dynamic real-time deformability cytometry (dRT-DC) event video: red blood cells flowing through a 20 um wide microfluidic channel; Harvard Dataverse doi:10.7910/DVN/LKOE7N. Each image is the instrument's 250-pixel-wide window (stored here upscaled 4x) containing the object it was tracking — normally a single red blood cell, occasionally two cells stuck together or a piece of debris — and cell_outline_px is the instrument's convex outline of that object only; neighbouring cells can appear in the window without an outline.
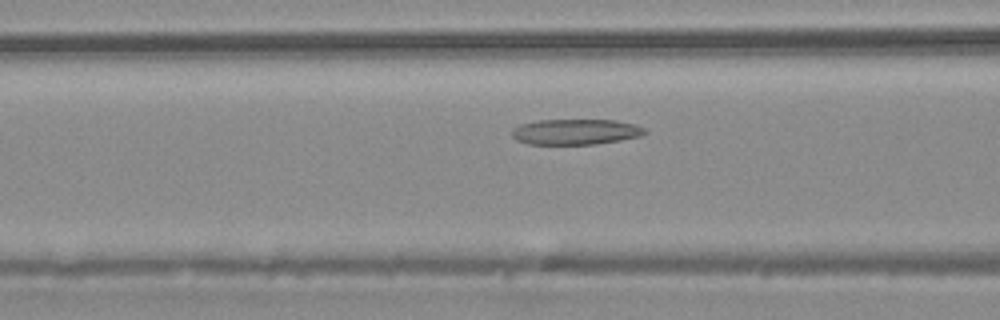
{"species": "common noctule bat (a hibernating species)", "species_latin": "Nyctalus noctula", "temperature_condition": "warm", "stored_images_in_passage": 32, "camera_frame_rate_fps": 3000, "um_per_image_px": 0.085, "animal": {"sex": "male", "body_mass_g": 20.4}, "frame": {"image": 1, "passage_image": 6, "time_ms": 1.667, "image_size_px": [1000, 320], "cell_outline_px": [[648, 132], [640, 136], [620, 140], [596, 144], [528, 144], [516, 140], [512, 136], [512, 128], [520, 124], [540, 120], [616, 120], [636, 124], [644, 128]], "centroid_in_image_um": [48.93, 11.2], "position_along_channel_um": 117.7, "area_um2": 19.88}}
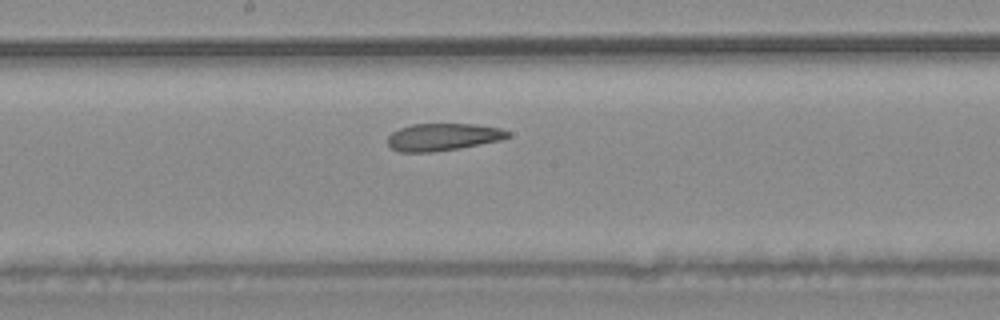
{"frame": {"image": 2, "passage_image": 12, "time_ms": 3.667, "image_size_px": [1000, 320], "cell_outline_px": [[512, 136], [500, 140], [456, 148], [432, 152], [400, 152], [392, 148], [388, 144], [388, 136], [392, 132], [400, 128], [412, 124], [476, 124], [500, 128], [512, 132]], "centroid_in_image_um": [37.66, 11.63], "position_along_channel_um": 210.5, "area_um2": 19.02}}
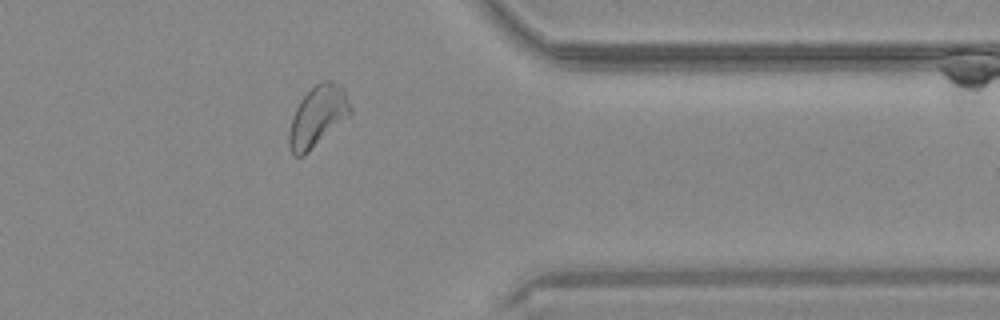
{"frame": {"image": 3, "passage_image": 24, "time_ms": 7.667, "image_size_px": [1000, 320], "cell_outline_px": [[352, 112], [348, 116], [304, 156], [296, 156], [288, 148], [288, 132], [296, 108], [300, 100], [316, 84], [324, 80], [332, 80], [340, 84], [344, 88], [352, 108]], "centroid_in_image_um": [27.0, 9.87], "position_along_channel_um": 384.4, "area_um2": 21.5}}